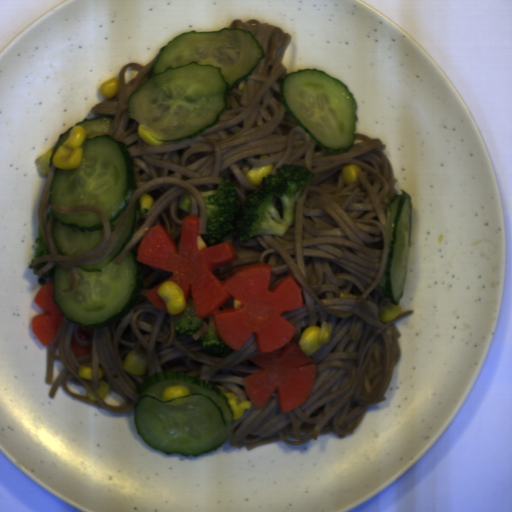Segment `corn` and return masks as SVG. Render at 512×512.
I'll use <instances>...</instances> for the list:
<instances>
[{"mask_svg": "<svg viewBox=\"0 0 512 512\" xmlns=\"http://www.w3.org/2000/svg\"><path fill=\"white\" fill-rule=\"evenodd\" d=\"M87 136L82 126L72 127L67 139L53 155L52 164L58 169L72 170L80 166L83 160L82 144Z\"/></svg>", "mask_w": 512, "mask_h": 512, "instance_id": "obj_1", "label": "corn"}, {"mask_svg": "<svg viewBox=\"0 0 512 512\" xmlns=\"http://www.w3.org/2000/svg\"><path fill=\"white\" fill-rule=\"evenodd\" d=\"M333 331L332 322L325 321L321 325L307 327L301 334L297 346L309 357L323 344L330 342Z\"/></svg>", "mask_w": 512, "mask_h": 512, "instance_id": "obj_2", "label": "corn"}, {"mask_svg": "<svg viewBox=\"0 0 512 512\" xmlns=\"http://www.w3.org/2000/svg\"><path fill=\"white\" fill-rule=\"evenodd\" d=\"M157 293L165 302L166 309L171 315H176L186 309L184 291L176 282L162 283Z\"/></svg>", "mask_w": 512, "mask_h": 512, "instance_id": "obj_3", "label": "corn"}, {"mask_svg": "<svg viewBox=\"0 0 512 512\" xmlns=\"http://www.w3.org/2000/svg\"><path fill=\"white\" fill-rule=\"evenodd\" d=\"M122 366L131 375L142 376L146 373L148 359L135 350H131L126 354Z\"/></svg>", "mask_w": 512, "mask_h": 512, "instance_id": "obj_4", "label": "corn"}, {"mask_svg": "<svg viewBox=\"0 0 512 512\" xmlns=\"http://www.w3.org/2000/svg\"><path fill=\"white\" fill-rule=\"evenodd\" d=\"M224 396L227 398L228 405H231V410L233 413L232 421L239 420L243 417L245 410L252 409L253 407L252 400L244 399L242 402H239L235 393L227 392L224 393Z\"/></svg>", "mask_w": 512, "mask_h": 512, "instance_id": "obj_5", "label": "corn"}, {"mask_svg": "<svg viewBox=\"0 0 512 512\" xmlns=\"http://www.w3.org/2000/svg\"><path fill=\"white\" fill-rule=\"evenodd\" d=\"M273 169L272 163L253 166L246 174L245 179L254 187L261 185L262 178H267Z\"/></svg>", "mask_w": 512, "mask_h": 512, "instance_id": "obj_6", "label": "corn"}, {"mask_svg": "<svg viewBox=\"0 0 512 512\" xmlns=\"http://www.w3.org/2000/svg\"><path fill=\"white\" fill-rule=\"evenodd\" d=\"M403 309L400 304L386 302L379 310V319L382 323L391 322L401 315Z\"/></svg>", "mask_w": 512, "mask_h": 512, "instance_id": "obj_7", "label": "corn"}, {"mask_svg": "<svg viewBox=\"0 0 512 512\" xmlns=\"http://www.w3.org/2000/svg\"><path fill=\"white\" fill-rule=\"evenodd\" d=\"M191 394L190 388L184 384H176L164 387L162 391V400L168 401L178 397L188 396Z\"/></svg>", "mask_w": 512, "mask_h": 512, "instance_id": "obj_8", "label": "corn"}, {"mask_svg": "<svg viewBox=\"0 0 512 512\" xmlns=\"http://www.w3.org/2000/svg\"><path fill=\"white\" fill-rule=\"evenodd\" d=\"M54 147H51L48 151L43 153L37 159H35L34 163L37 166V173L42 176L48 175L49 172V162L50 158L54 152Z\"/></svg>", "mask_w": 512, "mask_h": 512, "instance_id": "obj_9", "label": "corn"}, {"mask_svg": "<svg viewBox=\"0 0 512 512\" xmlns=\"http://www.w3.org/2000/svg\"><path fill=\"white\" fill-rule=\"evenodd\" d=\"M120 87L119 79L117 77L110 78L105 81L100 87V94L106 98H111L117 94Z\"/></svg>", "mask_w": 512, "mask_h": 512, "instance_id": "obj_10", "label": "corn"}, {"mask_svg": "<svg viewBox=\"0 0 512 512\" xmlns=\"http://www.w3.org/2000/svg\"><path fill=\"white\" fill-rule=\"evenodd\" d=\"M359 173H362V169L355 164L345 165L342 170V177L346 185L355 183Z\"/></svg>", "mask_w": 512, "mask_h": 512, "instance_id": "obj_11", "label": "corn"}, {"mask_svg": "<svg viewBox=\"0 0 512 512\" xmlns=\"http://www.w3.org/2000/svg\"><path fill=\"white\" fill-rule=\"evenodd\" d=\"M137 134H138L139 138H141L142 140L146 141L147 143H149L150 145H153V146H160L164 142V141H158L151 134H149L147 131H145L142 128L140 122L138 124Z\"/></svg>", "mask_w": 512, "mask_h": 512, "instance_id": "obj_12", "label": "corn"}, {"mask_svg": "<svg viewBox=\"0 0 512 512\" xmlns=\"http://www.w3.org/2000/svg\"><path fill=\"white\" fill-rule=\"evenodd\" d=\"M179 209L185 213H190L192 209V200L188 194H182L179 197Z\"/></svg>", "mask_w": 512, "mask_h": 512, "instance_id": "obj_13", "label": "corn"}, {"mask_svg": "<svg viewBox=\"0 0 512 512\" xmlns=\"http://www.w3.org/2000/svg\"><path fill=\"white\" fill-rule=\"evenodd\" d=\"M78 377L83 380L92 381L93 368L91 366L80 365L78 369Z\"/></svg>", "mask_w": 512, "mask_h": 512, "instance_id": "obj_14", "label": "corn"}, {"mask_svg": "<svg viewBox=\"0 0 512 512\" xmlns=\"http://www.w3.org/2000/svg\"><path fill=\"white\" fill-rule=\"evenodd\" d=\"M140 205V211L145 209H151L154 204V199L150 195L143 194L137 199Z\"/></svg>", "mask_w": 512, "mask_h": 512, "instance_id": "obj_15", "label": "corn"}, {"mask_svg": "<svg viewBox=\"0 0 512 512\" xmlns=\"http://www.w3.org/2000/svg\"><path fill=\"white\" fill-rule=\"evenodd\" d=\"M99 387L95 392L103 399H106L109 393V385L106 382L100 381Z\"/></svg>", "mask_w": 512, "mask_h": 512, "instance_id": "obj_16", "label": "corn"}, {"mask_svg": "<svg viewBox=\"0 0 512 512\" xmlns=\"http://www.w3.org/2000/svg\"><path fill=\"white\" fill-rule=\"evenodd\" d=\"M196 242H197L198 250L203 249V248H207V245H206V243H205V241H204V239L202 238L201 235L197 236Z\"/></svg>", "mask_w": 512, "mask_h": 512, "instance_id": "obj_17", "label": "corn"}, {"mask_svg": "<svg viewBox=\"0 0 512 512\" xmlns=\"http://www.w3.org/2000/svg\"><path fill=\"white\" fill-rule=\"evenodd\" d=\"M339 298H342V299H355L356 300L357 297H356V295L347 293L346 291H340Z\"/></svg>", "mask_w": 512, "mask_h": 512, "instance_id": "obj_18", "label": "corn"}, {"mask_svg": "<svg viewBox=\"0 0 512 512\" xmlns=\"http://www.w3.org/2000/svg\"><path fill=\"white\" fill-rule=\"evenodd\" d=\"M85 394H86V396H87L91 401H94V402H95V401H97V400H98V399H97V397H96L92 392H90L88 389H87V391H86V393H85Z\"/></svg>", "mask_w": 512, "mask_h": 512, "instance_id": "obj_19", "label": "corn"}, {"mask_svg": "<svg viewBox=\"0 0 512 512\" xmlns=\"http://www.w3.org/2000/svg\"><path fill=\"white\" fill-rule=\"evenodd\" d=\"M97 372H98V380L104 378L105 373H104V370L102 368L98 367Z\"/></svg>", "mask_w": 512, "mask_h": 512, "instance_id": "obj_20", "label": "corn"}, {"mask_svg": "<svg viewBox=\"0 0 512 512\" xmlns=\"http://www.w3.org/2000/svg\"><path fill=\"white\" fill-rule=\"evenodd\" d=\"M351 315H353L352 312H348L346 314H337V316L340 318V319H344V318H348L350 317Z\"/></svg>", "mask_w": 512, "mask_h": 512, "instance_id": "obj_21", "label": "corn"}, {"mask_svg": "<svg viewBox=\"0 0 512 512\" xmlns=\"http://www.w3.org/2000/svg\"><path fill=\"white\" fill-rule=\"evenodd\" d=\"M241 302H239L238 300L236 299H233V308L234 309H238L240 306H241Z\"/></svg>", "mask_w": 512, "mask_h": 512, "instance_id": "obj_22", "label": "corn"}]
</instances>
